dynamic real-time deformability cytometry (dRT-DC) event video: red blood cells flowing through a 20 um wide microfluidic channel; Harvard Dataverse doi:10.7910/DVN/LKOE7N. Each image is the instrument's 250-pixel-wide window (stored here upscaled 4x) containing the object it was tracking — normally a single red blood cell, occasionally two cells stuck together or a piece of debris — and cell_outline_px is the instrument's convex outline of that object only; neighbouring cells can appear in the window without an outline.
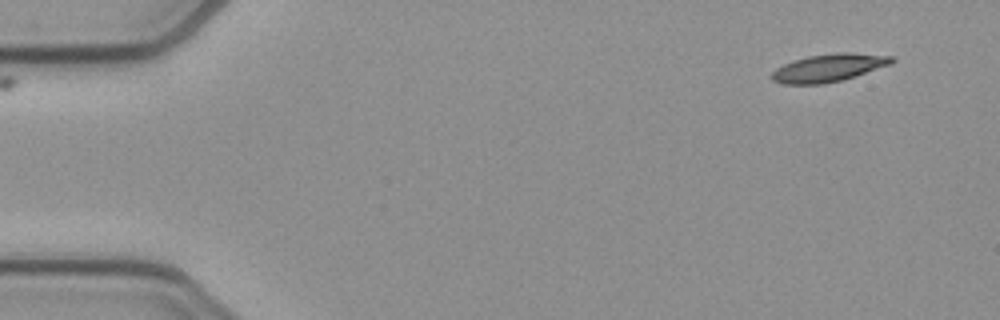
{"species": "common noctule bat (a hibernating species)", "species_latin": "Nyctalus noctula", "temperature_condition": "cold", "stored_images_in_passage": 49, "camera_frame_rate_fps": 3000, "um_per_image_px": 0.085, "animal": {"sex": "female", "body_mass_g": 21.9}, "frame": {"image": 1, "passage_image": 1, "time_ms": 0.0, "image_size_px": [1000, 320], "cell_outline_px": [[896, 60], [892, 64], [840, 80], [820, 84], [784, 84], [772, 80], [772, 72], [776, 68], [784, 64], [808, 56], [836, 52], [852, 52], [892, 56]], "centroid_in_image_um": [70.46, 5.75], "position_along_channel_um": 14.5, "area_um2": 19.19}}
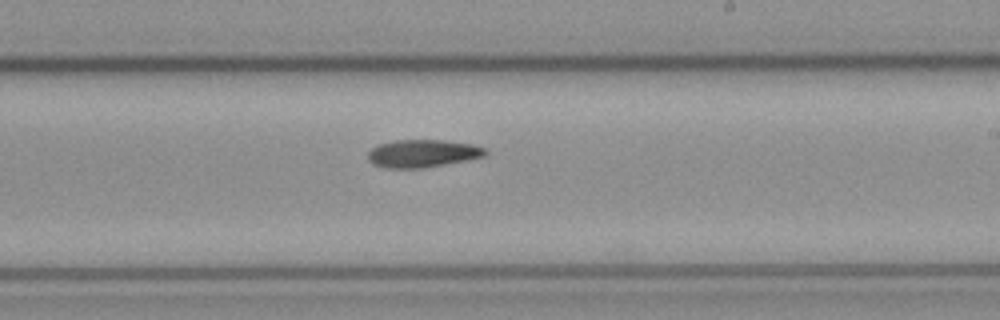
{"frame": {"image": 2, "passage_image": 28, "time_ms": 9.0, "image_size_px": [1000, 320], "cell_outline_px": [[488, 156], [468, 160], [424, 168], [384, 168], [372, 164], [368, 160], [368, 152], [372, 148], [380, 144], [396, 140], [444, 140], [472, 144], [488, 148]], "centroid_in_image_um": [35.97, 13.05], "position_along_channel_um": 253.0, "area_um2": 19.25}}
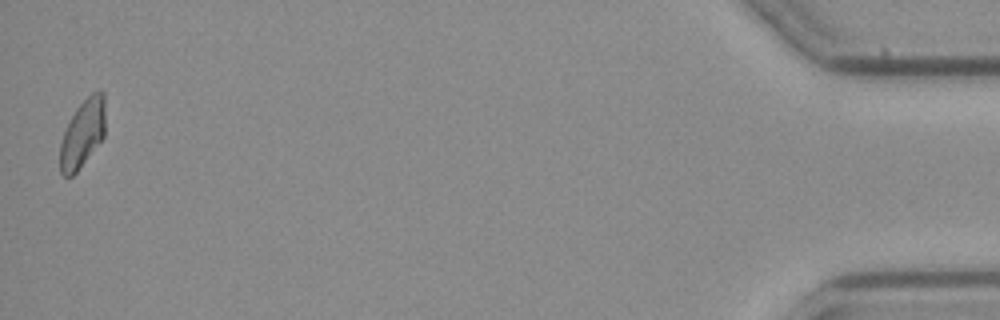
{"frame": {"image": 3, "passage_image": 49, "time_ms": 16.0, "image_size_px": [1000, 320], "cell_outline_px": [[104, 136], [76, 172], [72, 176], [64, 176], [60, 172], [60, 144], [64, 132], [76, 108], [92, 92], [100, 88], [104, 92]], "centroid_in_image_um": [7.02, 11.32], "position_along_channel_um": 428.2, "area_um2": 17.63}}